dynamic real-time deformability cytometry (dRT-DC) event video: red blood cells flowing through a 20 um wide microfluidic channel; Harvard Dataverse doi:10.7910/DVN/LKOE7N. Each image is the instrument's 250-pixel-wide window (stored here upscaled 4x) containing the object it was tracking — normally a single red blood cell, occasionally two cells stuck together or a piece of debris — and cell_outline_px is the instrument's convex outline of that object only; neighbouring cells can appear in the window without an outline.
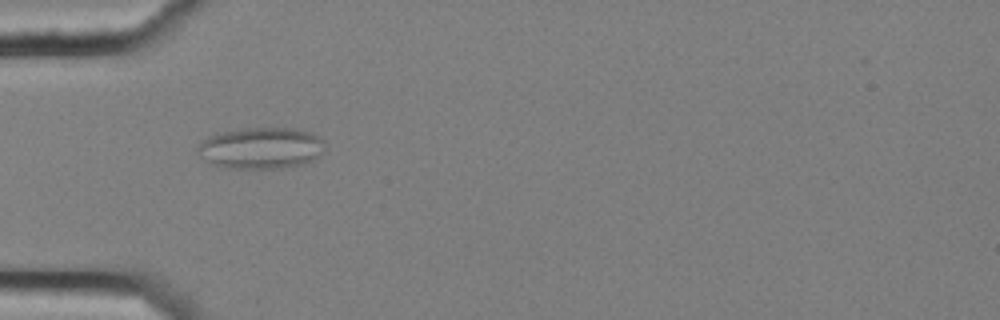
{"species": "common noctule bat (a hibernating species)", "species_latin": "Nyctalus noctula", "temperature_condition": "cold", "stored_images_in_passage": 5, "camera_frame_rate_fps": 3000, "um_per_image_px": 0.085, "animal": {"sex": "female", "body_mass_g": 25.1}, "frame": {"image": 1, "passage_image": 5, "time_ms": 1.333, "image_size_px": [1000, 320], "cell_outline_px": [[324, 152], [320, 156], [312, 160], [300, 164], [280, 168], [224, 168], [212, 164], [196, 148], [208, 136], [224, 132], [244, 128], [296, 128], [312, 132], [324, 140]], "centroid_in_image_um": [22.25, 12.57], "position_along_channel_um": 62.7, "area_um2": 30.52}}